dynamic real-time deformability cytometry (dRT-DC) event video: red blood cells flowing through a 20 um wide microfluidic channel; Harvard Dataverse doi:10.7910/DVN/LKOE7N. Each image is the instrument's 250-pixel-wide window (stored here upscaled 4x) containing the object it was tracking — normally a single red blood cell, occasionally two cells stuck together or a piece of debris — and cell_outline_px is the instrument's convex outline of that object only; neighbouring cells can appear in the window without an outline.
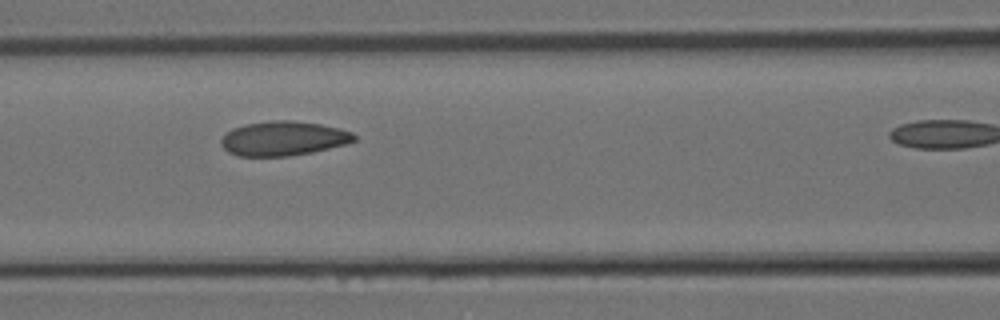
{"species": "Egyptian fruit bat (a non-hibernating species)", "species_latin": "Rousettus aegyptiacus", "temperature_condition": "room temperature", "stored_images_in_passage": 12, "camera_frame_rate_fps": 3000, "um_per_image_px": 0.085, "animal": {"sex": "female"}, "frame": {"image": 1, "passage_image": 10, "time_ms": 3.0, "image_size_px": [1000, 320], "cell_outline_px": [[356, 140], [344, 144], [312, 152], [288, 156], [236, 156], [228, 152], [220, 144], [220, 140], [232, 128], [244, 124], [272, 120], [292, 120], [320, 124], [340, 128], [352, 132], [356, 136]], "centroid_in_image_um": [24.06, 11.76], "position_along_channel_um": 142.5, "area_um2": 26.7}}